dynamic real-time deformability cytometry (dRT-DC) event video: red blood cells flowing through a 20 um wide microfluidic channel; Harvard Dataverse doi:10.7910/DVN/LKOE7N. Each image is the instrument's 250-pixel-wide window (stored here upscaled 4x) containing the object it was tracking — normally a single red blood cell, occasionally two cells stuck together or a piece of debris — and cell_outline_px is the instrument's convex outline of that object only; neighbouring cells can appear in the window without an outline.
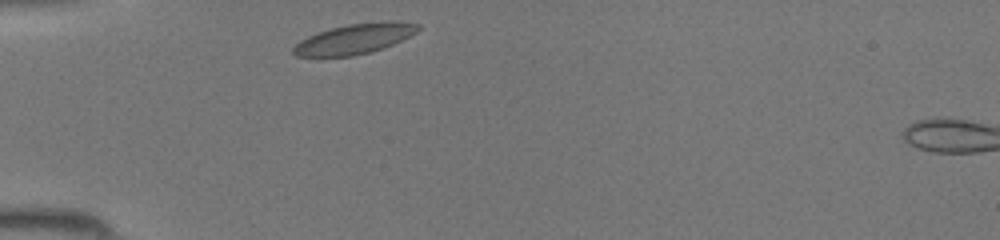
{"species": "common noctule bat (a hibernating species)", "species_latin": "Nyctalus noctula", "temperature_condition": "room temperature", "stored_images_in_passage": 28, "camera_frame_rate_fps": 3000, "um_per_image_px": 0.085, "animal": {"sex": "female", "body_mass_g": 19.5, "forearm_length_mm": 54.1}, "frame": {"image": 1, "passage_image": 1, "time_ms": 0.0, "image_size_px": [1000, 240], "cell_outline_px": [[420, 28], [416, 32], [392, 44], [368, 52], [352, 56], [296, 56], [292, 52], [292, 48], [300, 40], [316, 32], [348, 24], [392, 20], [396, 20], [420, 24]], "centroid_in_image_um": [30.12, 3.28], "position_along_channel_um": 54.9, "area_um2": 21.68}}
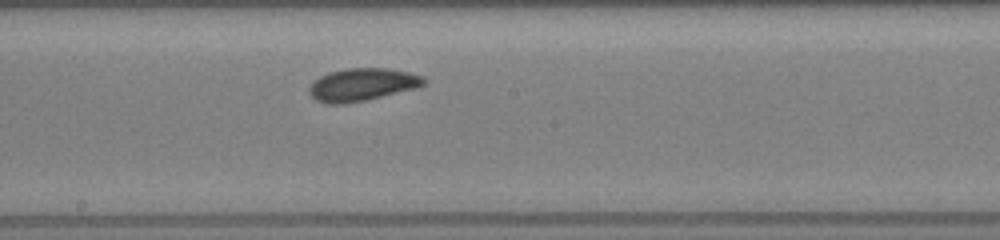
{"frame": {"image": 2, "passage_image": 13, "time_ms": 4.0, "image_size_px": [1000, 240], "cell_outline_px": [[428, 80], [424, 84], [416, 88], [364, 100], [344, 104], [328, 104], [316, 100], [308, 92], [308, 88], [312, 80], [328, 72], [348, 68], [388, 68], [408, 72], [424, 76]], "centroid_in_image_um": [30.76, 7.18], "position_along_channel_um": 217.4, "area_um2": 21.91}}
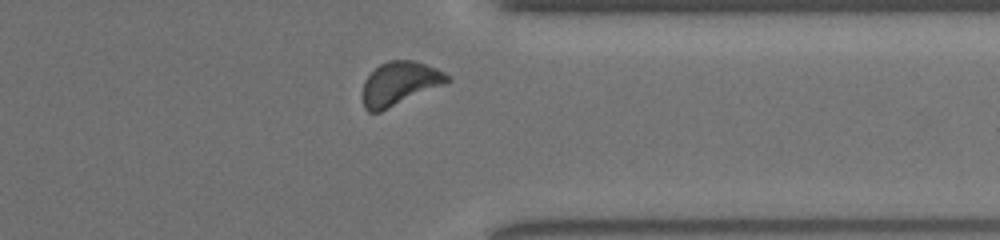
{"frame": {"image": 3, "passage_image": 24, "time_ms": 7.667, "image_size_px": [1000, 240], "cell_outline_px": [[452, 80], [444, 84], [380, 112], [368, 112], [364, 108], [364, 80], [380, 64], [388, 60], [412, 60], [436, 68], [452, 76]], "centroid_in_image_um": [33.99, 7.09], "position_along_channel_um": 377.4, "area_um2": 21.21}}